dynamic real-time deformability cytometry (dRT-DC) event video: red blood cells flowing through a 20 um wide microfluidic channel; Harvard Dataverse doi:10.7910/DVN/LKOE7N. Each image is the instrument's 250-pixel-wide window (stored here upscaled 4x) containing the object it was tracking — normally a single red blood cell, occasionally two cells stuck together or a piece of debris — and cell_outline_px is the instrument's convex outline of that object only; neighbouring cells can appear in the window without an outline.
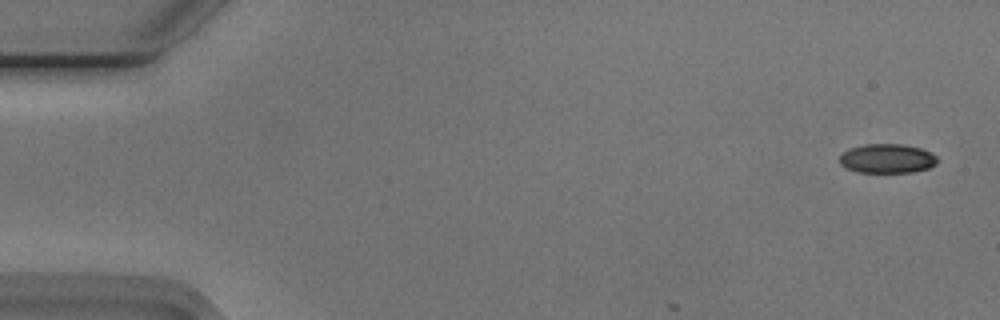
{"species": "Egyptian fruit bat (a non-hibernating species)", "species_latin": "Rousettus aegyptiacus", "temperature_condition": "cold", "stored_images_in_passage": 4, "camera_frame_rate_fps": 3000, "um_per_image_px": 0.085, "animal": {"sex": "male"}, "frame": {"image": 1, "passage_image": 1, "time_ms": 0.0, "image_size_px": [1000, 320], "cell_outline_px": [[936, 164], [928, 168], [912, 172], [856, 172], [840, 164], [840, 156], [844, 152], [852, 148], [868, 144], [900, 144], [920, 148], [932, 152], [936, 156]], "centroid_in_image_um": [75.43, 13.48], "position_along_channel_um": 9.6, "area_um2": 16.42}}